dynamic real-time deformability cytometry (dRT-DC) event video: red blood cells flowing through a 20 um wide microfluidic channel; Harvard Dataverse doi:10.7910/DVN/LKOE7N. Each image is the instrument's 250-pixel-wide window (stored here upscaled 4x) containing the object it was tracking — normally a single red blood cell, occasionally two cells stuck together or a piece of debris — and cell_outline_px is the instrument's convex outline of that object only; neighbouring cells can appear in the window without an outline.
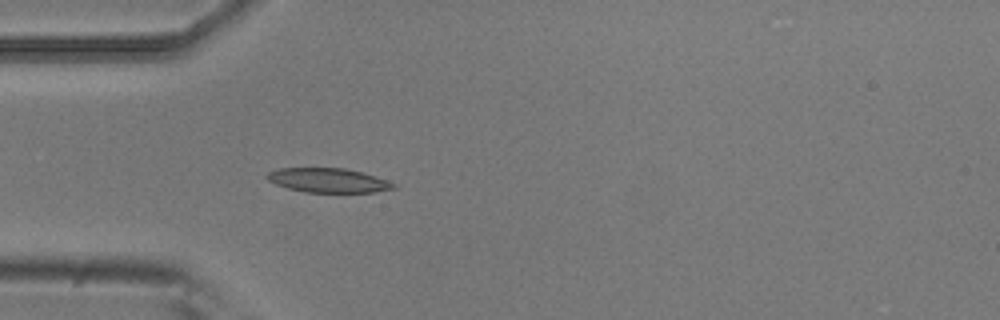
{"species": "common noctule bat (a hibernating species)", "species_latin": "Nyctalus noctula", "temperature_condition": "room temperature", "stored_images_in_passage": 5, "camera_frame_rate_fps": 3000, "um_per_image_px": 0.085, "animal": {"sex": "male", "body_mass_g": 20.5, "forearm_length_mm": 52.5}, "frame": {"image": 1, "passage_image": 5, "time_ms": 1.333, "image_size_px": [1000, 320], "cell_outline_px": [[396, 188], [376, 192], [304, 192], [288, 188], [276, 184], [268, 180], [264, 176], [268, 172], [280, 168], [344, 168], [364, 172], [396, 184]], "centroid_in_image_um": [27.89, 15.32], "position_along_channel_um": 57.1, "area_um2": 17.92}}